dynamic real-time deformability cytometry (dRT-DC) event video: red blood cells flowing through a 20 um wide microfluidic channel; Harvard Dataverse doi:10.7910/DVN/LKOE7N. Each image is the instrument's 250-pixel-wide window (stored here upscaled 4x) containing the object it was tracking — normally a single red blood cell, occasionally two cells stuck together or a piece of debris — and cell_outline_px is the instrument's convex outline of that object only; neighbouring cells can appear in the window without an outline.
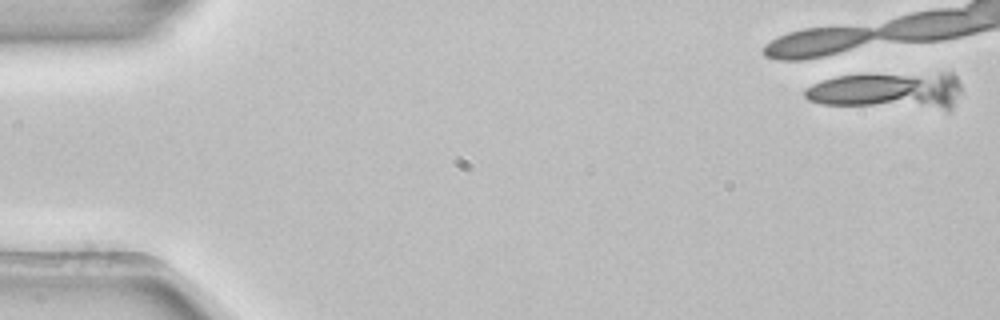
{"species": "common noctule bat (a hibernating species)", "species_latin": "Nyctalus noctula", "temperature_condition": "room temperature", "stored_images_in_passage": 5, "camera_frame_rate_fps": 3000, "um_per_image_px": 0.085, "animal": {"sex": "female", "body_mass_g": 22.7, "forearm_length_mm": 54.2}, "frame": {"image": 1, "passage_image": 1, "time_ms": 0.0, "image_size_px": [1000, 320], "cell_outline_px": [[960, 92], [952, 108], [948, 112], [820, 104], [808, 100], [804, 96], [804, 92], [812, 84], [836, 76], [940, 72], [952, 72], [956, 76], [960, 84]], "centroid_in_image_um": [75.58, 7.75], "position_along_channel_um": 9.4, "area_um2": 35.26}}